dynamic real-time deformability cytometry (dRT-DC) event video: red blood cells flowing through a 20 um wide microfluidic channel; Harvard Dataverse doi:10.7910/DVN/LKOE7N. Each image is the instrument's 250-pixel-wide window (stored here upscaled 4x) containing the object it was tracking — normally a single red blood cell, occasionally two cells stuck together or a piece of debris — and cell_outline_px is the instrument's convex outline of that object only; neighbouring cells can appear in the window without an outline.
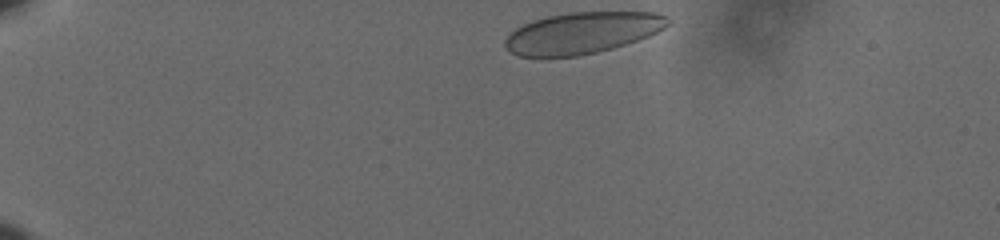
{"species": "human", "species_latin": "Homo sapiens", "temperature_condition": "cold", "stored_images_in_passage": 40, "camera_frame_rate_fps": 3000, "um_per_image_px": 0.085, "donor": {"sex": "male"}, "frame": {"image": 1, "passage_image": 1, "time_ms": 0.0, "image_size_px": [1000, 240], "cell_outline_px": [[672, 20], [664, 28], [648, 36], [612, 48], [580, 56], [516, 56], [504, 48], [504, 40], [516, 28], [532, 20], [548, 16], [572, 12], [656, 12], [668, 16]], "centroid_in_image_um": [49.49, 2.79], "position_along_channel_um": 35.5, "area_um2": 39.19}}
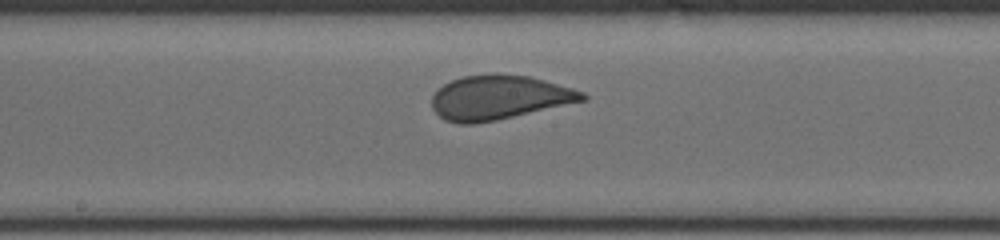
{"frame": {"image": 2, "passage_image": 22, "time_ms": 7.0, "image_size_px": [1000, 240], "cell_outline_px": [[588, 100], [496, 120], [476, 124], [460, 124], [444, 120], [432, 108], [432, 96], [444, 84], [452, 80], [464, 76], [492, 72], [496, 72], [528, 76], [544, 80], [572, 88], [584, 92], [588, 96]], "centroid_in_image_um": [42.43, 8.28], "position_along_channel_um": 205.8, "area_um2": 39.07}}
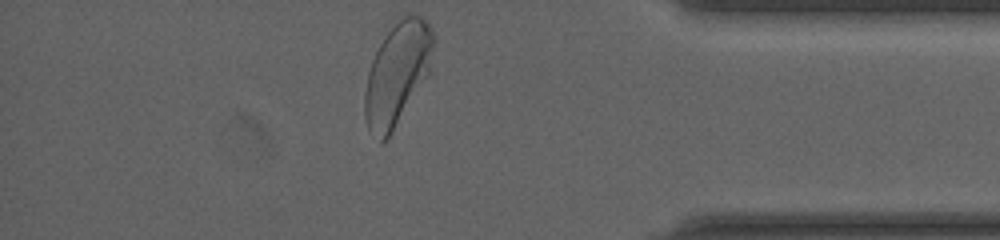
{"frame": {"image": 3, "passage_image": 40, "time_ms": 13.0, "image_size_px": [1000, 240], "cell_outline_px": [[436, 40], [432, 72], [392, 132], [380, 144], [368, 132], [364, 116], [364, 92], [368, 72], [372, 60], [380, 44], [388, 32], [408, 12], [420, 16], [432, 28]], "centroid_in_image_um": [33.81, 6.3], "position_along_channel_um": 401.4, "area_um2": 41.85}, "authors_computed_cell_mechanics": {"area_um2": 39.1306, "velocity_mm_per_s": 3.5898, "shape_relaxation_time_tau1_ms": 5.2803, "shape_relaxation_time_tau2_ms": null, "deformation_change_tau1": 0.1232, "deformation_change_tau2": null}}